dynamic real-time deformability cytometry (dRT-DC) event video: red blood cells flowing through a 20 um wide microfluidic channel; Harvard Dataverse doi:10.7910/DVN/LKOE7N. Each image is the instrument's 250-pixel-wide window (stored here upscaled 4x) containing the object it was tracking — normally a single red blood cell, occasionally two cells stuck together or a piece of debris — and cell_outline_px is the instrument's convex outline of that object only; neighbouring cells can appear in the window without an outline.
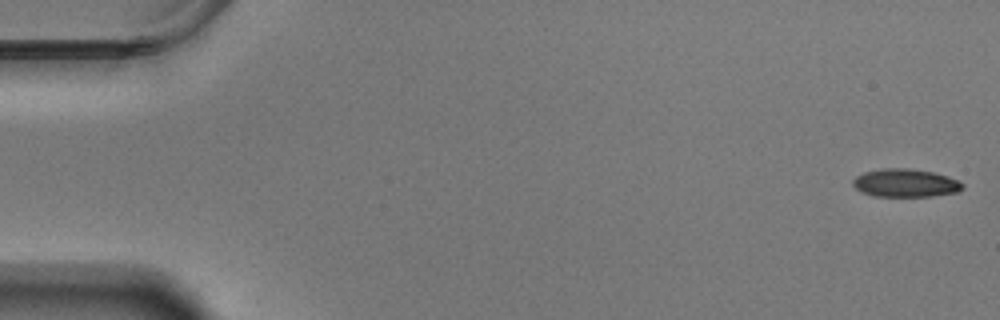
{"species": "Egyptian fruit bat (a non-hibernating species)", "species_latin": "Rousettus aegyptiacus", "temperature_condition": "warm", "stored_images_in_passage": 57, "camera_frame_rate_fps": 3000, "um_per_image_px": 0.085, "animal": {"sex": "male"}, "frame": {"image": 1, "passage_image": 1, "time_ms": 0.0, "image_size_px": [1000, 320], "cell_outline_px": [[964, 188], [956, 192], [932, 196], [876, 196], [864, 192], [856, 188], [852, 184], [852, 180], [856, 176], [864, 172], [880, 168], [908, 168], [932, 172], [948, 176], [964, 184]], "centroid_in_image_um": [76.95, 15.54], "position_along_channel_um": 8.0, "area_um2": 17.86}}
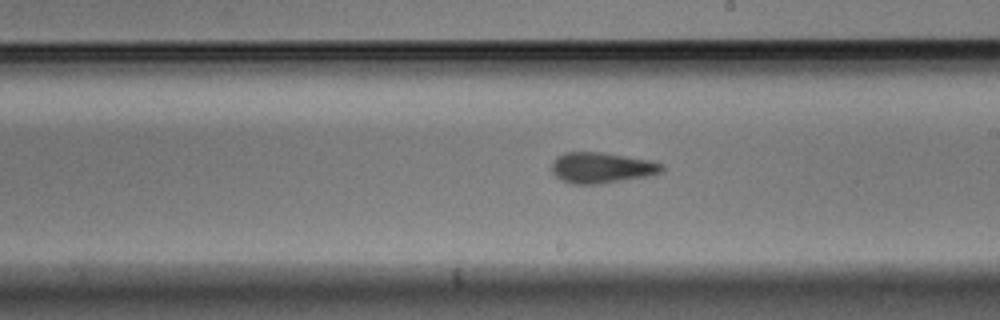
{"frame": {"image": 2, "passage_image": 33, "time_ms": 10.667, "image_size_px": [1000, 320], "cell_outline_px": [[664, 172], [648, 176], [596, 184], [568, 184], [556, 176], [552, 172], [552, 160], [556, 156], [564, 152], [600, 152], [652, 160], [664, 164]], "centroid_in_image_um": [51.14, 14.25], "position_along_channel_um": 237.9, "area_um2": 19.94}}
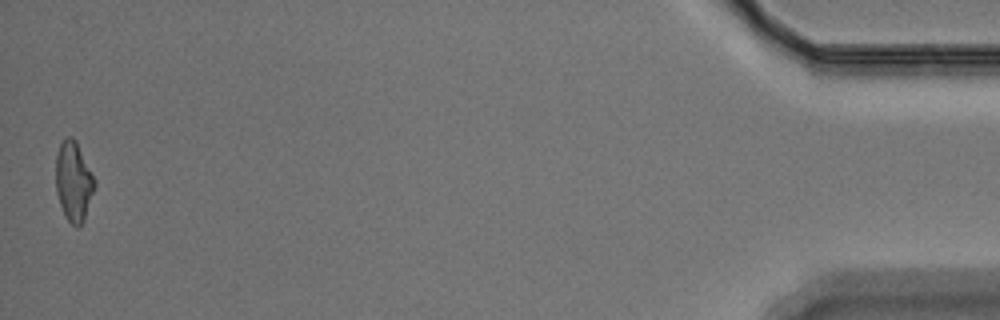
{"frame": {"image": 3, "passage_image": 57, "time_ms": 18.667, "image_size_px": [1000, 320], "cell_outline_px": [[96, 184], [84, 220], [76, 228], [64, 216], [56, 192], [56, 152], [64, 136], [72, 136], [76, 140], [96, 180]], "centroid_in_image_um": [6.25, 15.39], "position_along_channel_um": 428.9, "area_um2": 18.21}, "authors_computed_cell_mechanics": {"area_um2": 18.9006, "velocity_mm_per_s": 3.5179, "shape_relaxation_time_tau1_ms": null, "shape_relaxation_time_tau2_ms": 2.699, "deformation_change_tau1": null, "deformation_change_tau2": 0.0798}}